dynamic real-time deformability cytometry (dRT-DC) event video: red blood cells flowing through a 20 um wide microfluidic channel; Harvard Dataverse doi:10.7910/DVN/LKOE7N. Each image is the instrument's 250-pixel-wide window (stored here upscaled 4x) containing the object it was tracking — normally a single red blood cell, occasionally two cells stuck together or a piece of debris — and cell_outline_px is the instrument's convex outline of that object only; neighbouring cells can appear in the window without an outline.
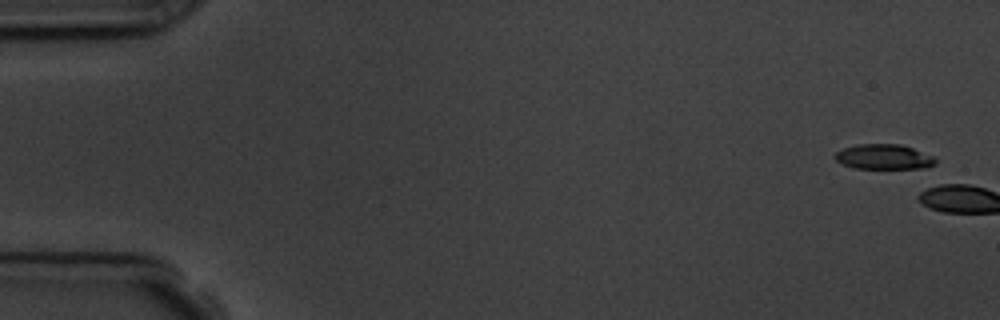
{"species": "common noctule bat (a hibernating species)", "species_latin": "Nyctalus noctula", "temperature_condition": "room temperature", "stored_images_in_passage": 2, "camera_frame_rate_fps": 3000, "um_per_image_px": 0.085, "animal": {"sex": "male", "body_mass_g": 19.5, "forearm_length_mm": 54.6}, "frame": {"image": 1, "passage_image": 1, "time_ms": 0.0, "image_size_px": [1000, 320], "cell_outline_px": [[936, 164], [928, 168], [852, 168], [840, 164], [832, 156], [836, 152], [844, 148], [860, 144], [900, 144], [912, 148], [932, 156], [936, 160]], "centroid_in_image_um": [75.09, 13.34], "position_along_channel_um": 9.9, "area_um2": 14.68}}